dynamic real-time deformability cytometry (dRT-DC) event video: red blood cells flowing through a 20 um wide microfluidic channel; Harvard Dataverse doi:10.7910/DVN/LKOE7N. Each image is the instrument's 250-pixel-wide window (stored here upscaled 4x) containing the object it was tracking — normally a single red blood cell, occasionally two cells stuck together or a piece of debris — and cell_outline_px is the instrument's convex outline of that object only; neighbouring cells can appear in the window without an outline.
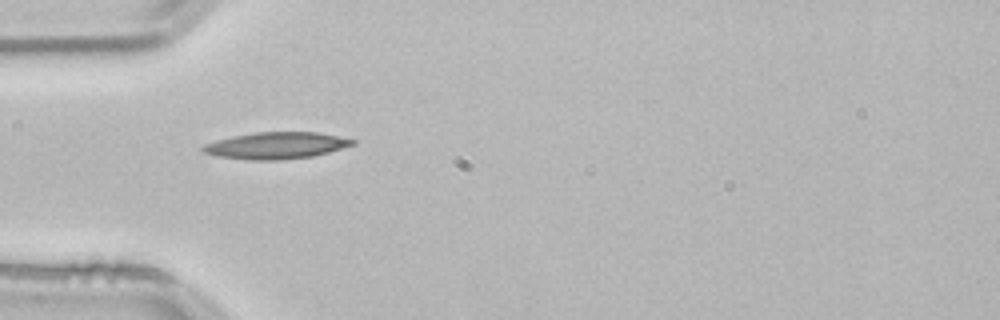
{"species": "common noctule bat (a hibernating species)", "species_latin": "Nyctalus noctula", "temperature_condition": "room temperature", "stored_images_in_passage": 32, "camera_frame_rate_fps": 3000, "um_per_image_px": 0.085, "animal": {"sex": "male", "body_mass_g": 21.5, "forearm_length_mm": 52.0}, "frame": {"image": 1, "passage_image": 1, "time_ms": 0.0, "image_size_px": [1000, 320], "cell_outline_px": [[356, 144], [328, 152], [312, 156], [280, 160], [248, 160], [216, 156], [204, 152], [200, 148], [204, 144], [216, 140], [232, 136], [256, 132], [316, 132], [356, 140]], "centroid_in_image_um": [23.44, 12.37], "position_along_channel_um": 61.6, "area_um2": 23.24}}
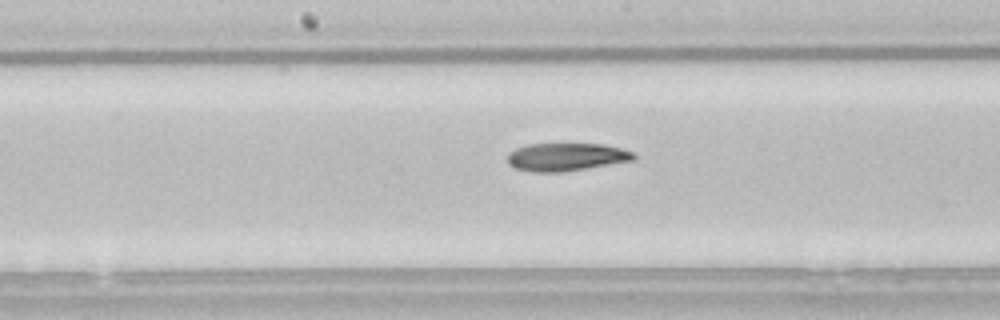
{"frame": {"image": 2, "passage_image": 12, "time_ms": 3.667, "image_size_px": [1000, 320], "cell_outline_px": [[636, 160], [564, 172], [532, 172], [516, 168], [508, 164], [508, 152], [516, 148], [528, 144], [604, 144], [620, 148], [632, 152], [636, 156]], "centroid_in_image_um": [48.13, 13.34], "position_along_channel_um": 200.1, "area_um2": 20.63}}
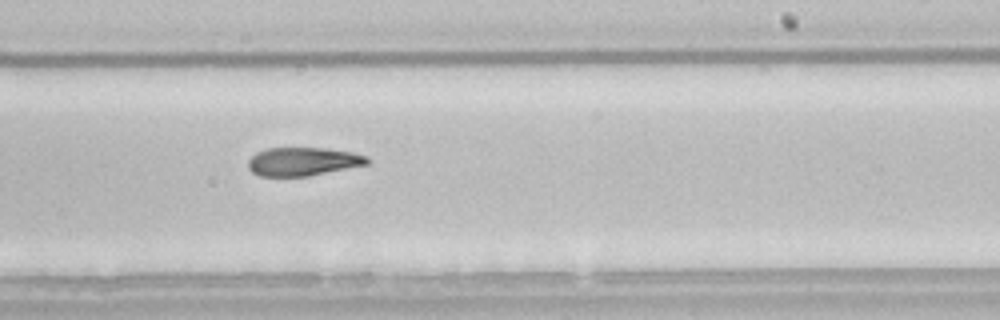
{"frame": {"image": 3, "passage_image": 17, "time_ms": 5.333, "image_size_px": [1000, 320], "cell_outline_px": [[372, 160], [368, 164], [308, 176], [260, 176], [252, 172], [248, 168], [248, 160], [256, 152], [268, 148], [324, 148], [352, 152], [368, 156]], "centroid_in_image_um": [25.76, 13.73], "position_along_channel_um": 263.2, "area_um2": 19.77}, "authors_computed_cell_mechanics": {"area_um2": 20.4612, "velocity_mm_per_s": 3.8146, "shape_relaxation_time_tau1_ms": null, "shape_relaxation_time_tau2_ms": 7.1741, "deformation_change_tau1": null, "deformation_change_tau2": 0.1915}}